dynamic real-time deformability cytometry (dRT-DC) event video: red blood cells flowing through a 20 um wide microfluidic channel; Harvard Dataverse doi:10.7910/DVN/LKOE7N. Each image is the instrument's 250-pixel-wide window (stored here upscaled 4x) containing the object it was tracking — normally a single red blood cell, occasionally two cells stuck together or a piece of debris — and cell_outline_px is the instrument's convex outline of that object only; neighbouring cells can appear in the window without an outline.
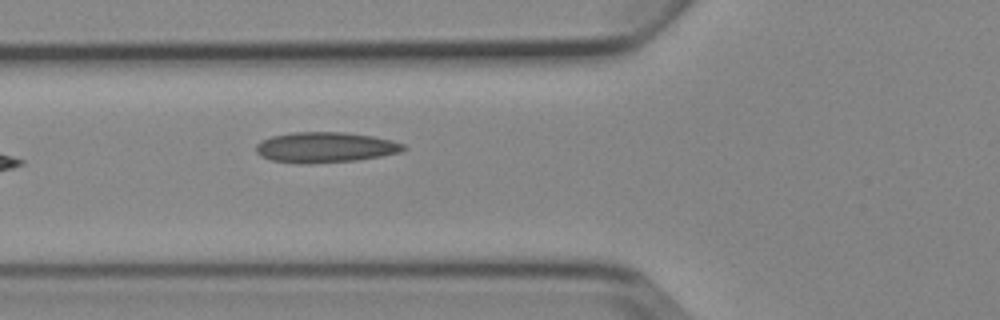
{"species": "Egyptian fruit bat (a non-hibernating species)", "species_latin": "Rousettus aegyptiacus", "temperature_condition": "cold", "stored_images_in_passage": 5, "camera_frame_rate_fps": 3000, "um_per_image_px": 0.085, "animal": {"sex": "female"}, "frame": {"image": 1, "passage_image": 5, "time_ms": 5.0, "image_size_px": [1000, 320], "cell_outline_px": [[408, 148], [400, 152], [380, 156], [356, 160], [312, 164], [300, 164], [272, 160], [260, 156], [256, 152], [256, 144], [260, 140], [272, 136], [292, 132], [344, 132], [372, 136], [392, 140], [404, 144]], "centroid_in_image_um": [27.63, 12.52], "position_along_channel_um": 98.2, "area_um2": 26.36}}